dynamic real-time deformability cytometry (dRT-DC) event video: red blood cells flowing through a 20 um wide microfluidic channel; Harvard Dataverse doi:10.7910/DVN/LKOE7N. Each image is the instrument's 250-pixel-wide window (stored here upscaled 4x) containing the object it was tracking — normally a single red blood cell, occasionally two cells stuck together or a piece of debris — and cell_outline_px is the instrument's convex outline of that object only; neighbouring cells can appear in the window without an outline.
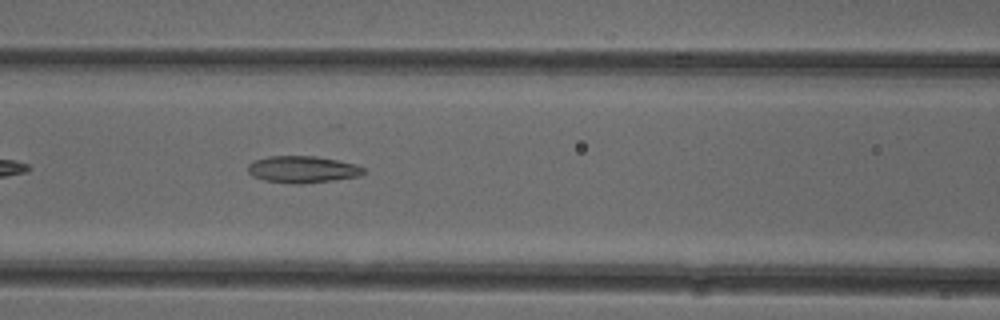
{"species": "common noctule bat (a hibernating species)", "species_latin": "Nyctalus noctula", "temperature_condition": "cold", "stored_images_in_passage": 29, "camera_frame_rate_fps": 3000, "um_per_image_px": 0.085, "animal": {"sex": "female"}, "frame": {"image": 1, "passage_image": 9, "time_ms": 2.667, "image_size_px": [1000, 320], "cell_outline_px": [[368, 172], [360, 176], [336, 180], [300, 184], [292, 184], [264, 180], [252, 176], [248, 172], [248, 164], [256, 160], [268, 156], [316, 156], [356, 164], [364, 168]], "centroid_in_image_um": [25.75, 14.41], "position_along_channel_um": 140.9, "area_um2": 18.26}}
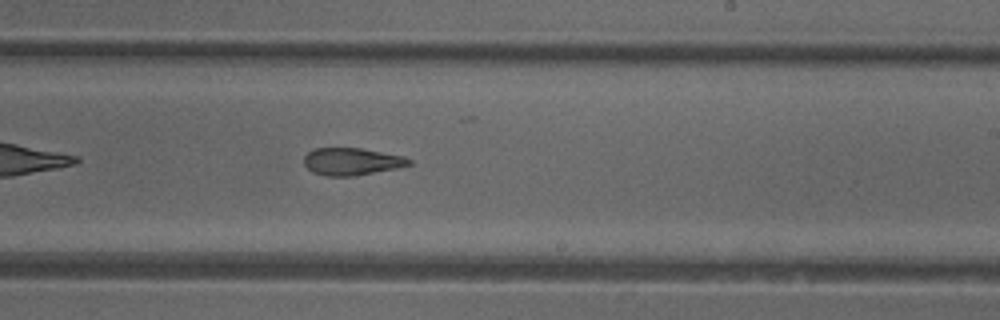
{"frame": {"image": 2, "passage_image": 18, "time_ms": 5.667, "image_size_px": [1000, 320], "cell_outline_px": [[412, 164], [396, 168], [356, 176], [328, 176], [312, 172], [304, 164], [304, 156], [312, 148], [360, 148], [404, 156], [412, 160]], "centroid_in_image_um": [29.89, 13.73], "position_along_channel_um": 259.1, "area_um2": 16.76}}
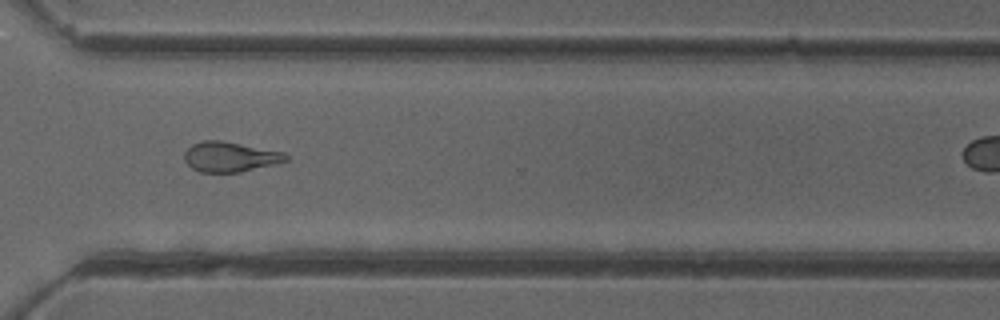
{"frame": {"image": 3, "passage_image": 25, "time_ms": 8.0, "image_size_px": [1000, 320], "cell_outline_px": [[288, 160], [276, 164], [240, 172], [200, 172], [192, 168], [184, 160], [184, 152], [192, 144], [204, 140], [220, 140], [284, 152], [288, 156]], "centroid_in_image_um": [19.55, 13.33], "position_along_channel_um": 351.1, "area_um2": 17.74}}